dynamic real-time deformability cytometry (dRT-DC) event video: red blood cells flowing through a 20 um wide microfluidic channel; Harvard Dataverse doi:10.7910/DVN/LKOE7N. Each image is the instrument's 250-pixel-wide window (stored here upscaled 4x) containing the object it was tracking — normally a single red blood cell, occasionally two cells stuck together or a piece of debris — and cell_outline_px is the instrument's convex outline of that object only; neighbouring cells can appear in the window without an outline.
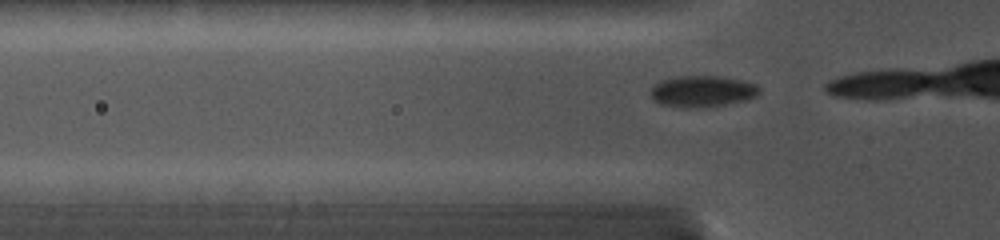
{"species": "common noctule bat (a hibernating species)", "species_latin": "Nyctalus noctula", "temperature_condition": "cold", "stored_images_in_passage": 4, "camera_frame_rate_fps": 5000, "um_per_image_px": 0.085, "animal": {"sex": "female", "body_mass_g": 19.0, "forearm_length_mm": 56.7}, "frame": {"image": 1, "passage_image": 2, "time_ms": 0.2, "image_size_px": [1000, 240], "cell_outline_px": [[760, 92], [756, 96], [744, 100], [704, 108], [684, 108], [660, 104], [652, 100], [648, 92], [652, 84], [660, 80], [676, 76], [720, 76], [740, 80], [756, 84], [760, 88]], "centroid_in_image_um": [59.61, 7.76], "position_along_channel_um": 66.2, "area_um2": 20.23}}